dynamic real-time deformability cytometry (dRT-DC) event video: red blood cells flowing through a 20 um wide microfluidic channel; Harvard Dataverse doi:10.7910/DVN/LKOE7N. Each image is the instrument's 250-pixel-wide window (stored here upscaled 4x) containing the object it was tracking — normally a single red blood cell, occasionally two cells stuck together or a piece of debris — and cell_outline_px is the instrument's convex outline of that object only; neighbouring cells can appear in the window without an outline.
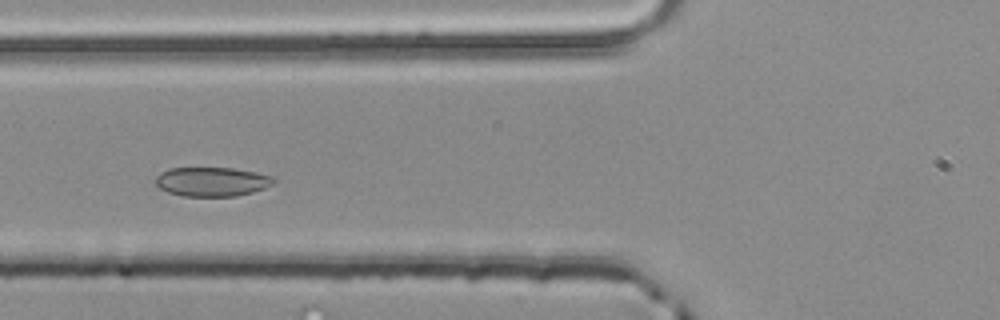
{"species": "common noctule bat (a hibernating species)", "species_latin": "Nyctalus noctula", "temperature_condition": "room temperature", "stored_images_in_passage": 3, "camera_frame_rate_fps": 3000, "um_per_image_px": 0.085, "animal": {"sex": "male", "body_mass_g": 20.4}, "frame": {"image": 1, "passage_image": 3, "time_ms": 0.667, "image_size_px": [1000, 320], "cell_outline_px": [[276, 180], [272, 184], [264, 188], [252, 192], [236, 196], [184, 196], [168, 192], [160, 188], [156, 184], [156, 176], [160, 172], [168, 168], [232, 168], [256, 172], [272, 176]], "centroid_in_image_um": [18.01, 15.44], "position_along_channel_um": 107.8, "area_um2": 20.06}}